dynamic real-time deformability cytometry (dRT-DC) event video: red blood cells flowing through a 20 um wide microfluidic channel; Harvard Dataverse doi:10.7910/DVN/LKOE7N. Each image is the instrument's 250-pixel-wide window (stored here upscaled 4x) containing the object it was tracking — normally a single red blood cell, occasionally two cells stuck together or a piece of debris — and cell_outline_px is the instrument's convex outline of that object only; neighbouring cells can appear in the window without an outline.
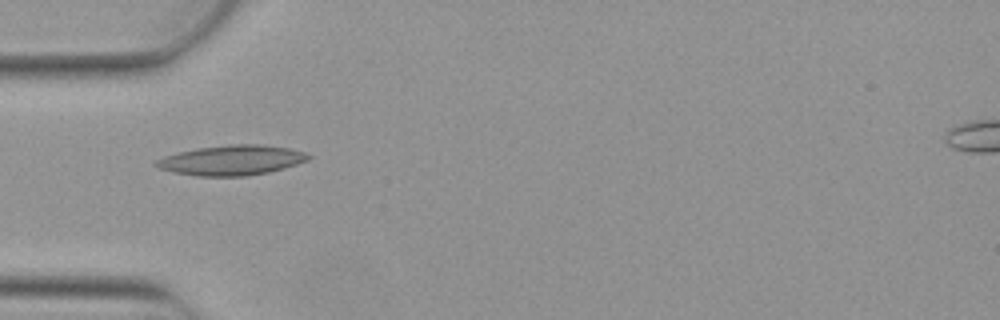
{"species": "Egyptian fruit bat (a non-hibernating species)", "species_latin": "Rousettus aegyptiacus", "temperature_condition": "warm", "stored_images_in_passage": 6, "camera_frame_rate_fps": 3000, "um_per_image_px": 0.085, "animal": {"sex": "female"}, "frame": {"image": 1, "passage_image": 4, "time_ms": 1.0, "image_size_px": [1000, 320], "cell_outline_px": [[312, 156], [308, 160], [284, 168], [268, 172], [248, 176], [196, 176], [172, 172], [160, 168], [152, 164], [156, 160], [164, 156], [176, 152], [196, 148], [228, 144], [264, 144], [288, 148], [304, 152]], "centroid_in_image_um": [19.66, 13.61], "position_along_channel_um": 65.3, "area_um2": 26.82}}
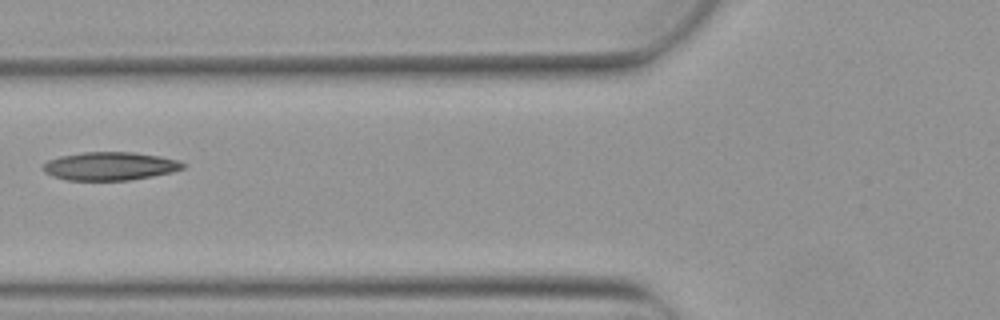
{"frame": {"image": 2, "passage_image": 5, "time_ms": 1.333, "image_size_px": [1000, 320], "cell_outline_px": [[188, 164], [184, 168], [172, 172], [152, 176], [128, 180], [68, 180], [52, 176], [44, 172], [40, 168], [48, 160], [60, 156], [84, 152], [132, 152], [160, 156], [180, 160]], "centroid_in_image_um": [9.36, 14.12], "position_along_channel_um": 116.4, "area_um2": 23.18}}
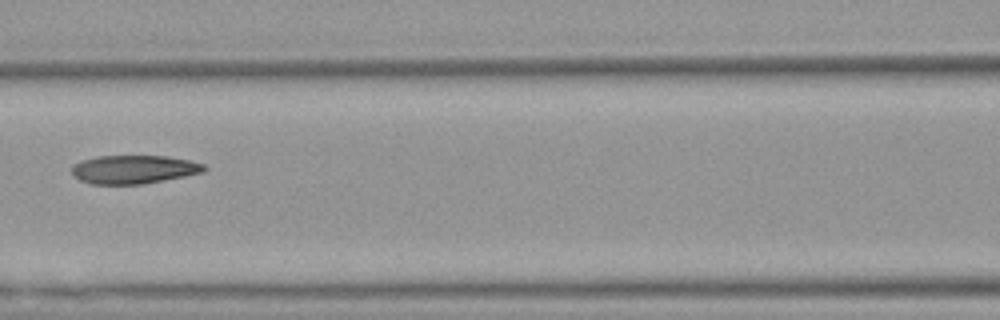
{"frame": {"image": 3, "passage_image": 6, "time_ms": 1.667, "image_size_px": [1000, 320], "cell_outline_px": [[208, 168], [204, 172], [144, 184], [92, 184], [80, 180], [72, 172], [72, 164], [80, 160], [96, 156], [168, 156], [192, 160], [204, 164]], "centroid_in_image_um": [11.4, 14.39], "position_along_channel_um": 155.2, "area_um2": 22.14}}